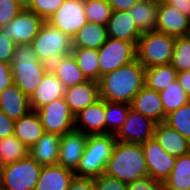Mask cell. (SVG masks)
I'll list each match as a JSON object with an SVG mask.
<instances>
[{
  "instance_id": "6da1fadb",
  "label": "cell",
  "mask_w": 190,
  "mask_h": 190,
  "mask_svg": "<svg viewBox=\"0 0 190 190\" xmlns=\"http://www.w3.org/2000/svg\"><path fill=\"white\" fill-rule=\"evenodd\" d=\"M98 84L101 99L131 104L133 98L145 86V68L136 59L101 76Z\"/></svg>"
},
{
  "instance_id": "7a4b0ae2",
  "label": "cell",
  "mask_w": 190,
  "mask_h": 190,
  "mask_svg": "<svg viewBox=\"0 0 190 190\" xmlns=\"http://www.w3.org/2000/svg\"><path fill=\"white\" fill-rule=\"evenodd\" d=\"M104 174L125 183L149 176L142 145L117 141Z\"/></svg>"
},
{
  "instance_id": "3957f363",
  "label": "cell",
  "mask_w": 190,
  "mask_h": 190,
  "mask_svg": "<svg viewBox=\"0 0 190 190\" xmlns=\"http://www.w3.org/2000/svg\"><path fill=\"white\" fill-rule=\"evenodd\" d=\"M13 84L28 97L35 91L49 65L37 59L30 44L16 45L11 61Z\"/></svg>"
},
{
  "instance_id": "277c9868",
  "label": "cell",
  "mask_w": 190,
  "mask_h": 190,
  "mask_svg": "<svg viewBox=\"0 0 190 190\" xmlns=\"http://www.w3.org/2000/svg\"><path fill=\"white\" fill-rule=\"evenodd\" d=\"M116 142L114 134L89 135L75 176L94 179L103 174Z\"/></svg>"
},
{
  "instance_id": "5b68a950",
  "label": "cell",
  "mask_w": 190,
  "mask_h": 190,
  "mask_svg": "<svg viewBox=\"0 0 190 190\" xmlns=\"http://www.w3.org/2000/svg\"><path fill=\"white\" fill-rule=\"evenodd\" d=\"M175 38L157 30L142 33L136 45V59L144 68L170 64Z\"/></svg>"
},
{
  "instance_id": "8992f818",
  "label": "cell",
  "mask_w": 190,
  "mask_h": 190,
  "mask_svg": "<svg viewBox=\"0 0 190 190\" xmlns=\"http://www.w3.org/2000/svg\"><path fill=\"white\" fill-rule=\"evenodd\" d=\"M30 45L37 59L49 66L72 51V39L46 21Z\"/></svg>"
},
{
  "instance_id": "52a82bcc",
  "label": "cell",
  "mask_w": 190,
  "mask_h": 190,
  "mask_svg": "<svg viewBox=\"0 0 190 190\" xmlns=\"http://www.w3.org/2000/svg\"><path fill=\"white\" fill-rule=\"evenodd\" d=\"M42 166L31 156L0 167L3 190H35Z\"/></svg>"
},
{
  "instance_id": "ba28073f",
  "label": "cell",
  "mask_w": 190,
  "mask_h": 190,
  "mask_svg": "<svg viewBox=\"0 0 190 190\" xmlns=\"http://www.w3.org/2000/svg\"><path fill=\"white\" fill-rule=\"evenodd\" d=\"M99 79L136 60V46L132 42L107 38L105 44L98 49Z\"/></svg>"
},
{
  "instance_id": "9c48e42d",
  "label": "cell",
  "mask_w": 190,
  "mask_h": 190,
  "mask_svg": "<svg viewBox=\"0 0 190 190\" xmlns=\"http://www.w3.org/2000/svg\"><path fill=\"white\" fill-rule=\"evenodd\" d=\"M36 112L45 132L62 136L75 129V116L64 97L52 101Z\"/></svg>"
},
{
  "instance_id": "30bf717a",
  "label": "cell",
  "mask_w": 190,
  "mask_h": 190,
  "mask_svg": "<svg viewBox=\"0 0 190 190\" xmlns=\"http://www.w3.org/2000/svg\"><path fill=\"white\" fill-rule=\"evenodd\" d=\"M46 22L73 39L87 23L84 2L64 0L60 8Z\"/></svg>"
},
{
  "instance_id": "8fae6325",
  "label": "cell",
  "mask_w": 190,
  "mask_h": 190,
  "mask_svg": "<svg viewBox=\"0 0 190 190\" xmlns=\"http://www.w3.org/2000/svg\"><path fill=\"white\" fill-rule=\"evenodd\" d=\"M45 21L29 9H22L1 31L16 45L30 44Z\"/></svg>"
},
{
  "instance_id": "7c38bea8",
  "label": "cell",
  "mask_w": 190,
  "mask_h": 190,
  "mask_svg": "<svg viewBox=\"0 0 190 190\" xmlns=\"http://www.w3.org/2000/svg\"><path fill=\"white\" fill-rule=\"evenodd\" d=\"M156 122L130 107L123 126L115 134L117 141L143 144L153 137Z\"/></svg>"
},
{
  "instance_id": "4fadbf2b",
  "label": "cell",
  "mask_w": 190,
  "mask_h": 190,
  "mask_svg": "<svg viewBox=\"0 0 190 190\" xmlns=\"http://www.w3.org/2000/svg\"><path fill=\"white\" fill-rule=\"evenodd\" d=\"M141 145L145 153L149 176L155 180L164 182L174 167L176 157L168 154L154 137Z\"/></svg>"
},
{
  "instance_id": "5bb4252c",
  "label": "cell",
  "mask_w": 190,
  "mask_h": 190,
  "mask_svg": "<svg viewBox=\"0 0 190 190\" xmlns=\"http://www.w3.org/2000/svg\"><path fill=\"white\" fill-rule=\"evenodd\" d=\"M88 136L75 129L62 135L57 164L75 172L84 153Z\"/></svg>"
},
{
  "instance_id": "9a60e30c",
  "label": "cell",
  "mask_w": 190,
  "mask_h": 190,
  "mask_svg": "<svg viewBox=\"0 0 190 190\" xmlns=\"http://www.w3.org/2000/svg\"><path fill=\"white\" fill-rule=\"evenodd\" d=\"M155 30L179 37L190 34V18L171 5L159 1Z\"/></svg>"
},
{
  "instance_id": "2e32d148",
  "label": "cell",
  "mask_w": 190,
  "mask_h": 190,
  "mask_svg": "<svg viewBox=\"0 0 190 190\" xmlns=\"http://www.w3.org/2000/svg\"><path fill=\"white\" fill-rule=\"evenodd\" d=\"M66 87L48 70L35 91L29 96L31 110L37 111L54 100L64 97Z\"/></svg>"
},
{
  "instance_id": "e0dca14e",
  "label": "cell",
  "mask_w": 190,
  "mask_h": 190,
  "mask_svg": "<svg viewBox=\"0 0 190 190\" xmlns=\"http://www.w3.org/2000/svg\"><path fill=\"white\" fill-rule=\"evenodd\" d=\"M64 99L75 116L100 99L99 84L97 81L87 80L68 87L64 93Z\"/></svg>"
},
{
  "instance_id": "ac0fdd59",
  "label": "cell",
  "mask_w": 190,
  "mask_h": 190,
  "mask_svg": "<svg viewBox=\"0 0 190 190\" xmlns=\"http://www.w3.org/2000/svg\"><path fill=\"white\" fill-rule=\"evenodd\" d=\"M106 27L109 38L132 42L135 46L142 35L128 11H113Z\"/></svg>"
},
{
  "instance_id": "d6986e66",
  "label": "cell",
  "mask_w": 190,
  "mask_h": 190,
  "mask_svg": "<svg viewBox=\"0 0 190 190\" xmlns=\"http://www.w3.org/2000/svg\"><path fill=\"white\" fill-rule=\"evenodd\" d=\"M153 137L171 156L177 158L190 152V142L164 121L156 124Z\"/></svg>"
},
{
  "instance_id": "ffe728a7",
  "label": "cell",
  "mask_w": 190,
  "mask_h": 190,
  "mask_svg": "<svg viewBox=\"0 0 190 190\" xmlns=\"http://www.w3.org/2000/svg\"><path fill=\"white\" fill-rule=\"evenodd\" d=\"M131 108L156 123L165 121V112L160 92H156L146 85L133 98Z\"/></svg>"
},
{
  "instance_id": "44dd1931",
  "label": "cell",
  "mask_w": 190,
  "mask_h": 190,
  "mask_svg": "<svg viewBox=\"0 0 190 190\" xmlns=\"http://www.w3.org/2000/svg\"><path fill=\"white\" fill-rule=\"evenodd\" d=\"M77 122L82 123L85 130L77 127ZM75 130L87 135L108 134V130L105 128V100L100 98L75 115Z\"/></svg>"
},
{
  "instance_id": "7402d4cb",
  "label": "cell",
  "mask_w": 190,
  "mask_h": 190,
  "mask_svg": "<svg viewBox=\"0 0 190 190\" xmlns=\"http://www.w3.org/2000/svg\"><path fill=\"white\" fill-rule=\"evenodd\" d=\"M0 110L16 121L31 111L29 97L12 84L0 93Z\"/></svg>"
},
{
  "instance_id": "603a6c76",
  "label": "cell",
  "mask_w": 190,
  "mask_h": 190,
  "mask_svg": "<svg viewBox=\"0 0 190 190\" xmlns=\"http://www.w3.org/2000/svg\"><path fill=\"white\" fill-rule=\"evenodd\" d=\"M74 171L59 164L43 166L35 190H68Z\"/></svg>"
},
{
  "instance_id": "cb8c5ba5",
  "label": "cell",
  "mask_w": 190,
  "mask_h": 190,
  "mask_svg": "<svg viewBox=\"0 0 190 190\" xmlns=\"http://www.w3.org/2000/svg\"><path fill=\"white\" fill-rule=\"evenodd\" d=\"M60 138V135L44 132L42 137L30 148L29 156L42 167L57 164Z\"/></svg>"
},
{
  "instance_id": "d4e9b609",
  "label": "cell",
  "mask_w": 190,
  "mask_h": 190,
  "mask_svg": "<svg viewBox=\"0 0 190 190\" xmlns=\"http://www.w3.org/2000/svg\"><path fill=\"white\" fill-rule=\"evenodd\" d=\"M49 70L66 88L87 81L72 53L62 56L49 66Z\"/></svg>"
},
{
  "instance_id": "484cf974",
  "label": "cell",
  "mask_w": 190,
  "mask_h": 190,
  "mask_svg": "<svg viewBox=\"0 0 190 190\" xmlns=\"http://www.w3.org/2000/svg\"><path fill=\"white\" fill-rule=\"evenodd\" d=\"M43 125L35 110L15 121L14 135L29 149L42 137Z\"/></svg>"
},
{
  "instance_id": "4316f807",
  "label": "cell",
  "mask_w": 190,
  "mask_h": 190,
  "mask_svg": "<svg viewBox=\"0 0 190 190\" xmlns=\"http://www.w3.org/2000/svg\"><path fill=\"white\" fill-rule=\"evenodd\" d=\"M160 0H139L128 10L141 33L155 30Z\"/></svg>"
},
{
  "instance_id": "83f0119b",
  "label": "cell",
  "mask_w": 190,
  "mask_h": 190,
  "mask_svg": "<svg viewBox=\"0 0 190 190\" xmlns=\"http://www.w3.org/2000/svg\"><path fill=\"white\" fill-rule=\"evenodd\" d=\"M108 38L107 27L87 22L72 39V48L100 49Z\"/></svg>"
},
{
  "instance_id": "f1b7e54d",
  "label": "cell",
  "mask_w": 190,
  "mask_h": 190,
  "mask_svg": "<svg viewBox=\"0 0 190 190\" xmlns=\"http://www.w3.org/2000/svg\"><path fill=\"white\" fill-rule=\"evenodd\" d=\"M163 189L190 190V152L176 158Z\"/></svg>"
},
{
  "instance_id": "f546056e",
  "label": "cell",
  "mask_w": 190,
  "mask_h": 190,
  "mask_svg": "<svg viewBox=\"0 0 190 190\" xmlns=\"http://www.w3.org/2000/svg\"><path fill=\"white\" fill-rule=\"evenodd\" d=\"M177 80V71L171 64L145 68V85L161 92Z\"/></svg>"
},
{
  "instance_id": "4dcf8cb0",
  "label": "cell",
  "mask_w": 190,
  "mask_h": 190,
  "mask_svg": "<svg viewBox=\"0 0 190 190\" xmlns=\"http://www.w3.org/2000/svg\"><path fill=\"white\" fill-rule=\"evenodd\" d=\"M77 65L87 80L99 81L98 50L90 48H72L71 51Z\"/></svg>"
},
{
  "instance_id": "1f68e13d",
  "label": "cell",
  "mask_w": 190,
  "mask_h": 190,
  "mask_svg": "<svg viewBox=\"0 0 190 190\" xmlns=\"http://www.w3.org/2000/svg\"><path fill=\"white\" fill-rule=\"evenodd\" d=\"M29 151L15 135L0 139V167L28 157Z\"/></svg>"
},
{
  "instance_id": "d6a6232c",
  "label": "cell",
  "mask_w": 190,
  "mask_h": 190,
  "mask_svg": "<svg viewBox=\"0 0 190 190\" xmlns=\"http://www.w3.org/2000/svg\"><path fill=\"white\" fill-rule=\"evenodd\" d=\"M130 107L131 104L128 103L105 101V127L112 128L107 129L108 134L115 135L119 131L126 121Z\"/></svg>"
},
{
  "instance_id": "836d02e7",
  "label": "cell",
  "mask_w": 190,
  "mask_h": 190,
  "mask_svg": "<svg viewBox=\"0 0 190 190\" xmlns=\"http://www.w3.org/2000/svg\"><path fill=\"white\" fill-rule=\"evenodd\" d=\"M160 97L165 112V118L166 115L176 111L190 101V98L183 91L177 80L169 85L165 90L161 91Z\"/></svg>"
},
{
  "instance_id": "e575fe53",
  "label": "cell",
  "mask_w": 190,
  "mask_h": 190,
  "mask_svg": "<svg viewBox=\"0 0 190 190\" xmlns=\"http://www.w3.org/2000/svg\"><path fill=\"white\" fill-rule=\"evenodd\" d=\"M170 64L177 73L190 70V34L175 38Z\"/></svg>"
},
{
  "instance_id": "d590c367",
  "label": "cell",
  "mask_w": 190,
  "mask_h": 190,
  "mask_svg": "<svg viewBox=\"0 0 190 190\" xmlns=\"http://www.w3.org/2000/svg\"><path fill=\"white\" fill-rule=\"evenodd\" d=\"M84 12L87 22L106 26L113 11L107 0H90L84 2Z\"/></svg>"
},
{
  "instance_id": "8d00e7d4",
  "label": "cell",
  "mask_w": 190,
  "mask_h": 190,
  "mask_svg": "<svg viewBox=\"0 0 190 190\" xmlns=\"http://www.w3.org/2000/svg\"><path fill=\"white\" fill-rule=\"evenodd\" d=\"M164 122L176 129L190 142V101L166 115Z\"/></svg>"
},
{
  "instance_id": "74e56055",
  "label": "cell",
  "mask_w": 190,
  "mask_h": 190,
  "mask_svg": "<svg viewBox=\"0 0 190 190\" xmlns=\"http://www.w3.org/2000/svg\"><path fill=\"white\" fill-rule=\"evenodd\" d=\"M63 2L64 0H33L28 9L47 21Z\"/></svg>"
},
{
  "instance_id": "f35d334b",
  "label": "cell",
  "mask_w": 190,
  "mask_h": 190,
  "mask_svg": "<svg viewBox=\"0 0 190 190\" xmlns=\"http://www.w3.org/2000/svg\"><path fill=\"white\" fill-rule=\"evenodd\" d=\"M22 9L16 0H0V29L12 21Z\"/></svg>"
},
{
  "instance_id": "ab89813d",
  "label": "cell",
  "mask_w": 190,
  "mask_h": 190,
  "mask_svg": "<svg viewBox=\"0 0 190 190\" xmlns=\"http://www.w3.org/2000/svg\"><path fill=\"white\" fill-rule=\"evenodd\" d=\"M94 187L95 190H127V183L103 173L94 178Z\"/></svg>"
},
{
  "instance_id": "60d3db41",
  "label": "cell",
  "mask_w": 190,
  "mask_h": 190,
  "mask_svg": "<svg viewBox=\"0 0 190 190\" xmlns=\"http://www.w3.org/2000/svg\"><path fill=\"white\" fill-rule=\"evenodd\" d=\"M127 190H163V182L147 176L127 183Z\"/></svg>"
},
{
  "instance_id": "b9f144b4",
  "label": "cell",
  "mask_w": 190,
  "mask_h": 190,
  "mask_svg": "<svg viewBox=\"0 0 190 190\" xmlns=\"http://www.w3.org/2000/svg\"><path fill=\"white\" fill-rule=\"evenodd\" d=\"M15 46V42L6 37L0 29V62L11 64Z\"/></svg>"
},
{
  "instance_id": "7bdbcfd3",
  "label": "cell",
  "mask_w": 190,
  "mask_h": 190,
  "mask_svg": "<svg viewBox=\"0 0 190 190\" xmlns=\"http://www.w3.org/2000/svg\"><path fill=\"white\" fill-rule=\"evenodd\" d=\"M13 84L11 64L0 62V93Z\"/></svg>"
},
{
  "instance_id": "ee69618b",
  "label": "cell",
  "mask_w": 190,
  "mask_h": 190,
  "mask_svg": "<svg viewBox=\"0 0 190 190\" xmlns=\"http://www.w3.org/2000/svg\"><path fill=\"white\" fill-rule=\"evenodd\" d=\"M15 121L0 110V139L14 135Z\"/></svg>"
},
{
  "instance_id": "f6af8a7d",
  "label": "cell",
  "mask_w": 190,
  "mask_h": 190,
  "mask_svg": "<svg viewBox=\"0 0 190 190\" xmlns=\"http://www.w3.org/2000/svg\"><path fill=\"white\" fill-rule=\"evenodd\" d=\"M68 190H95L94 179L74 176Z\"/></svg>"
},
{
  "instance_id": "bcb514c9",
  "label": "cell",
  "mask_w": 190,
  "mask_h": 190,
  "mask_svg": "<svg viewBox=\"0 0 190 190\" xmlns=\"http://www.w3.org/2000/svg\"><path fill=\"white\" fill-rule=\"evenodd\" d=\"M160 1H163L171 5L179 12H181L183 15L190 18V0H160Z\"/></svg>"
},
{
  "instance_id": "7dc6e473",
  "label": "cell",
  "mask_w": 190,
  "mask_h": 190,
  "mask_svg": "<svg viewBox=\"0 0 190 190\" xmlns=\"http://www.w3.org/2000/svg\"><path fill=\"white\" fill-rule=\"evenodd\" d=\"M139 0H107L112 8V11H128Z\"/></svg>"
},
{
  "instance_id": "c3c4849f",
  "label": "cell",
  "mask_w": 190,
  "mask_h": 190,
  "mask_svg": "<svg viewBox=\"0 0 190 190\" xmlns=\"http://www.w3.org/2000/svg\"><path fill=\"white\" fill-rule=\"evenodd\" d=\"M177 81L190 98V70L177 73Z\"/></svg>"
},
{
  "instance_id": "681fc988",
  "label": "cell",
  "mask_w": 190,
  "mask_h": 190,
  "mask_svg": "<svg viewBox=\"0 0 190 190\" xmlns=\"http://www.w3.org/2000/svg\"><path fill=\"white\" fill-rule=\"evenodd\" d=\"M23 9H28L32 4L33 0H16Z\"/></svg>"
},
{
  "instance_id": "f907efd6",
  "label": "cell",
  "mask_w": 190,
  "mask_h": 190,
  "mask_svg": "<svg viewBox=\"0 0 190 190\" xmlns=\"http://www.w3.org/2000/svg\"><path fill=\"white\" fill-rule=\"evenodd\" d=\"M0 190H3L2 189V174H1V170H0Z\"/></svg>"
}]
</instances>
